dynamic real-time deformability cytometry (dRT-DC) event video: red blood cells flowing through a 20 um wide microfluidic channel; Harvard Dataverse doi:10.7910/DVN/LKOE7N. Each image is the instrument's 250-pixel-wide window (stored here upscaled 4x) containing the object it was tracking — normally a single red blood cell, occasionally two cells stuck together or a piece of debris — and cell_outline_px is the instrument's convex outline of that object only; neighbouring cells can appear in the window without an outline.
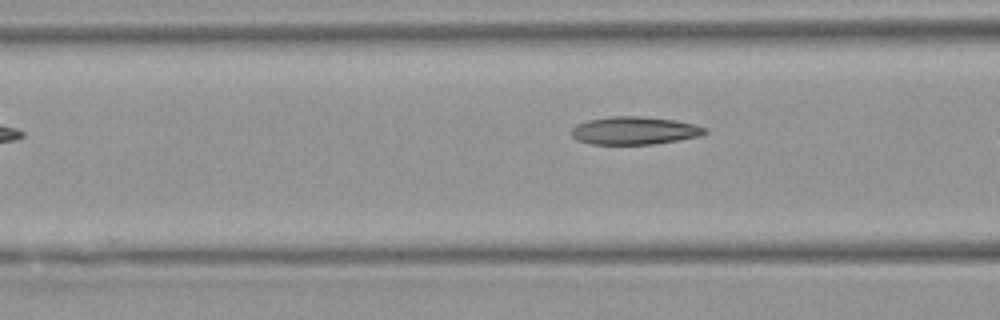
{"species": "Egyptian fruit bat (a non-hibernating species)", "species_latin": "Rousettus aegyptiacus", "temperature_condition": "warm", "stored_images_in_passage": 4, "camera_frame_rate_fps": 3000, "um_per_image_px": 0.085, "animal": {"sex": "female"}, "frame": {"image": 1, "passage_image": 4, "time_ms": 5.0, "image_size_px": [1000, 320], "cell_outline_px": [[708, 132], [700, 136], [652, 144], [588, 144], [576, 140], [572, 136], [572, 128], [576, 124], [588, 120], [612, 116], [640, 116], [676, 120], [696, 124], [708, 128]], "centroid_in_image_um": [53.94, 11.09], "position_along_channel_um": 112.7, "area_um2": 21.79}}